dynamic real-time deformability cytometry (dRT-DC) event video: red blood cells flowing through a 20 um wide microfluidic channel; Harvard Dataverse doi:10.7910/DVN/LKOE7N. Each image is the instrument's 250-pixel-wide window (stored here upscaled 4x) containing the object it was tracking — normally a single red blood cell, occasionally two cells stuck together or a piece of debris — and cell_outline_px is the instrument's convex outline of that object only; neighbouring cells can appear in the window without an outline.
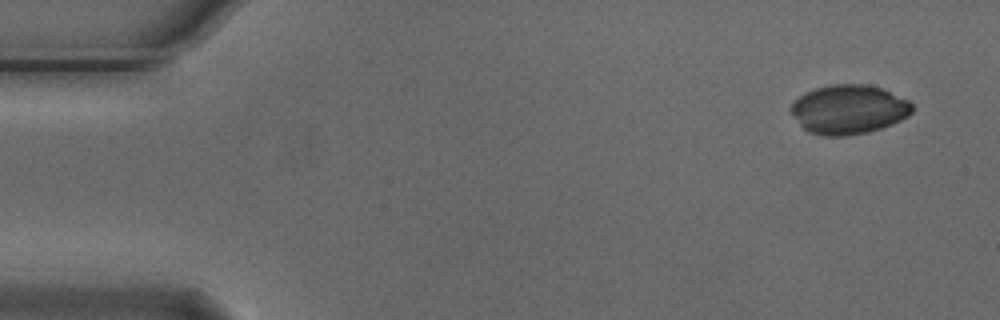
{"species": "Egyptian fruit bat (a non-hibernating species)", "species_latin": "Rousettus aegyptiacus", "temperature_condition": "cold", "stored_images_in_passage": 5, "camera_frame_rate_fps": 3000, "um_per_image_px": 0.085, "animal": {"sex": "male"}, "frame": {"image": 1, "passage_image": 1, "time_ms": 0.0, "image_size_px": [1000, 320], "cell_outline_px": [[912, 112], [908, 116], [892, 124], [868, 132], [848, 136], [824, 136], [808, 132], [800, 124], [788, 108], [800, 96], [816, 88], [828, 84], [864, 84], [880, 88], [908, 100], [912, 104]], "centroid_in_image_um": [72.13, 9.31], "position_along_channel_um": 12.9, "area_um2": 34.56}}